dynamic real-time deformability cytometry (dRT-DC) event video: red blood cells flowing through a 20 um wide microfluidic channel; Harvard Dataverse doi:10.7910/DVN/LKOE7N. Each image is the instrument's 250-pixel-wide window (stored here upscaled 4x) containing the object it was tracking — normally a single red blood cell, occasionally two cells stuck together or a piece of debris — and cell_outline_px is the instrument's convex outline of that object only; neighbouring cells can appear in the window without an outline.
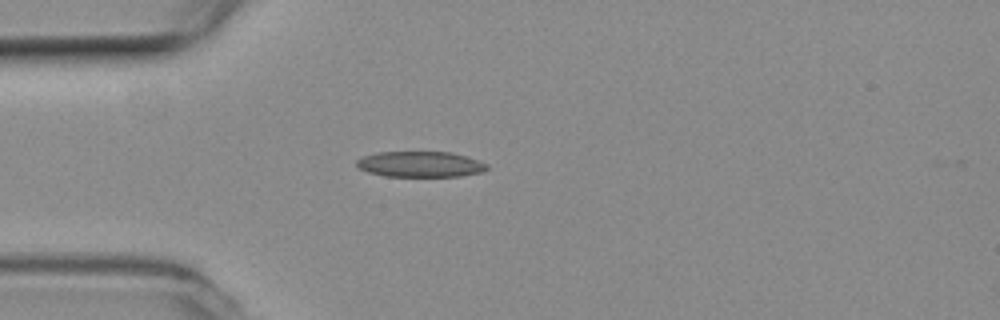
{"species": "common noctule bat (a hibernating species)", "species_latin": "Nyctalus noctula", "temperature_condition": "room temperature", "stored_images_in_passage": 2, "camera_frame_rate_fps": 3000, "um_per_image_px": 0.085, "animal": {"sex": "female", "body_mass_g": 19.3, "forearm_length_mm": 54.1}, "frame": {"image": 1, "passage_image": 2, "time_ms": 0.333, "image_size_px": [1000, 320], "cell_outline_px": [[488, 168], [484, 172], [460, 176], [384, 176], [368, 172], [356, 168], [356, 160], [364, 156], [376, 152], [452, 152], [480, 160], [488, 164]], "centroid_in_image_um": [35.73, 13.96], "position_along_channel_um": 49.3, "area_um2": 19.71}}